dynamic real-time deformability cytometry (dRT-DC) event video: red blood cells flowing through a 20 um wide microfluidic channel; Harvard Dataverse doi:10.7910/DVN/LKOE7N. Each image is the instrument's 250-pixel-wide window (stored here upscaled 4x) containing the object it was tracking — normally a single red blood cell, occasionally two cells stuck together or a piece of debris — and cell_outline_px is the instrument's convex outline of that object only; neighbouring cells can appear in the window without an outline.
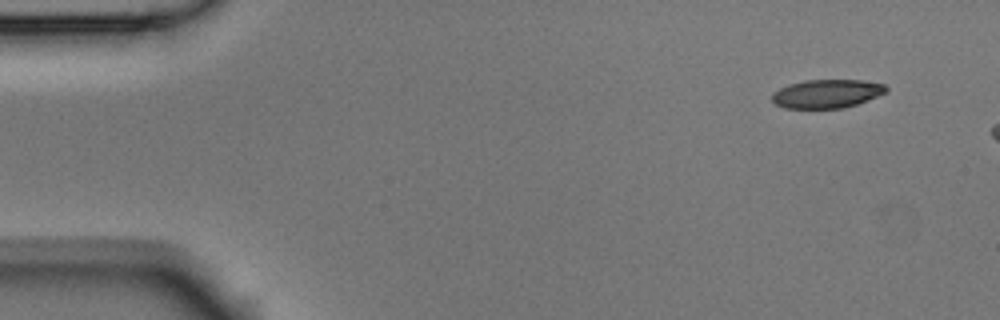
{"species": "Egyptian fruit bat (a non-hibernating species)", "species_latin": "Rousettus aegyptiacus", "temperature_condition": "room temperature", "stored_images_in_passage": 3, "camera_frame_rate_fps": 3000, "um_per_image_px": 0.085, "animal": {"sex": "male"}, "frame": {"image": 1, "passage_image": 1, "time_ms": 0.0, "image_size_px": [1000, 320], "cell_outline_px": [[888, 92], [868, 100], [844, 108], [784, 108], [776, 104], [772, 100], [772, 92], [788, 84], [804, 80], [864, 80], [884, 84], [888, 88]], "centroid_in_image_um": [70.29, 7.96], "position_along_channel_um": 14.7, "area_um2": 19.13}}